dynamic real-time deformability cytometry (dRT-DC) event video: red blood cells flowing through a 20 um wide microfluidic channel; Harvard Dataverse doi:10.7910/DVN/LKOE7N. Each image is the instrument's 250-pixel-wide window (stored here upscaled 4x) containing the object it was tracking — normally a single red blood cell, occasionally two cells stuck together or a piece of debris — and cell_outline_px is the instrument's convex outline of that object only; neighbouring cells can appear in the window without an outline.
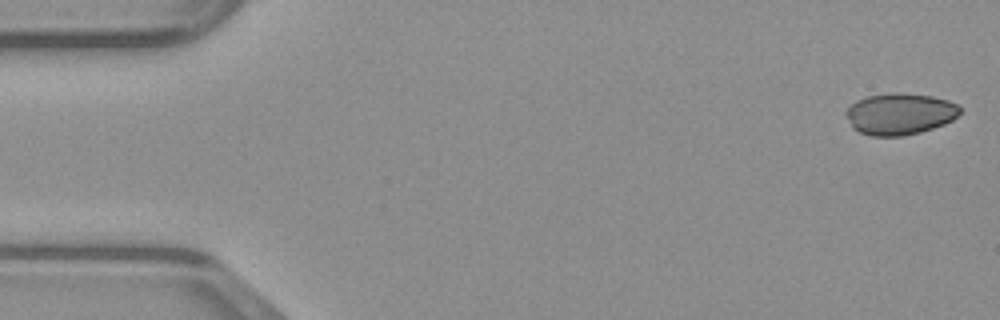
{"species": "common noctule bat (a hibernating species)", "species_latin": "Nyctalus noctula", "temperature_condition": "warm", "stored_images_in_passage": 48, "camera_frame_rate_fps": 3000, "um_per_image_px": 0.085, "animal": {"sex": "male", "body_mass_g": 23.1, "forearm_length_mm": 52.7}, "frame": {"image": 1, "passage_image": 1, "time_ms": 0.0, "image_size_px": [1000, 320], "cell_outline_px": [[960, 112], [952, 120], [944, 124], [920, 132], [900, 136], [872, 136], [860, 132], [852, 128], [844, 112], [856, 100], [868, 96], [892, 92], [896, 92], [932, 96], [948, 100], [956, 104], [960, 108]], "centroid_in_image_um": [76.46, 9.68], "position_along_channel_um": 8.5, "area_um2": 27.51}}
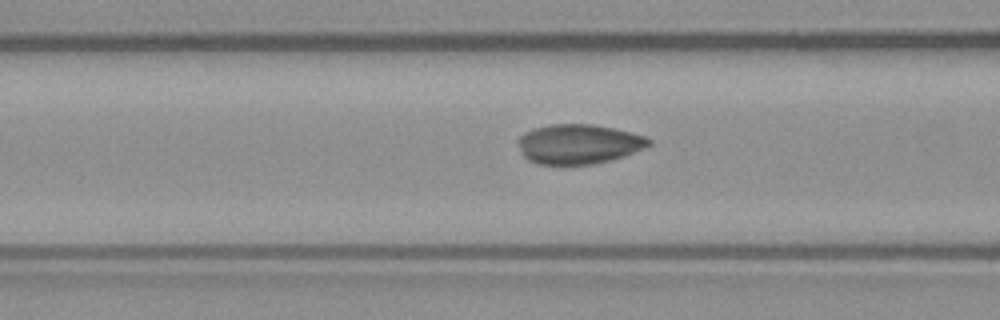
{"frame": {"image": 2, "passage_image": 18, "time_ms": 5.667, "image_size_px": [1000, 320], "cell_outline_px": [[652, 144], [644, 148], [624, 156], [592, 164], [536, 164], [528, 160], [520, 152], [516, 140], [524, 132], [532, 128], [552, 124], [592, 124], [612, 128], [644, 136], [652, 140]], "centroid_in_image_um": [49.13, 12.24], "position_along_channel_um": 117.5, "area_um2": 30.23}}
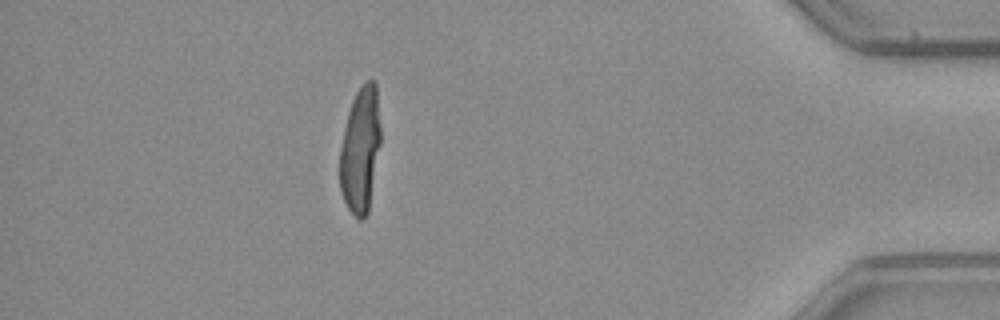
{"frame": {"image": 3, "passage_image": 42, "time_ms": 13.667, "image_size_px": [1000, 320], "cell_outline_px": [[380, 144], [368, 212], [364, 220], [360, 220], [348, 208], [340, 192], [340, 148], [344, 128], [348, 112], [352, 100], [356, 92], [364, 80], [376, 80], [380, 128]], "centroid_in_image_um": [30.63, 12.71], "position_along_channel_um": 404.6, "area_um2": 29.94}}